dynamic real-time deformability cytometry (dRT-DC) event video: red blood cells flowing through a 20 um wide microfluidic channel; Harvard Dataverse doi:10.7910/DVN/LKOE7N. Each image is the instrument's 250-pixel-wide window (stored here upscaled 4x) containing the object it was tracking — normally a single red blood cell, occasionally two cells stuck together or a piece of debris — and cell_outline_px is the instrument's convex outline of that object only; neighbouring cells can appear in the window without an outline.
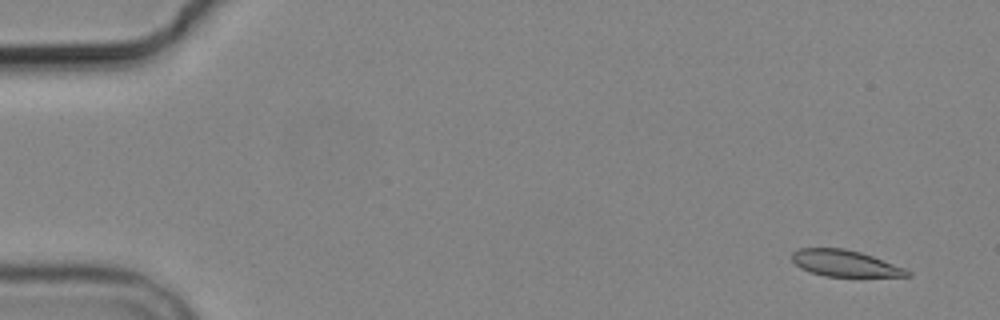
{"species": "common noctule bat (a hibernating species)", "species_latin": "Nyctalus noctula", "temperature_condition": "cold", "stored_images_in_passage": 6, "camera_frame_rate_fps": 3000, "um_per_image_px": 0.085, "animal": {"sex": "male", "body_mass_g": 19.2, "forearm_length_mm": 51.8}, "frame": {"image": 1, "passage_image": 2, "time_ms": 1.0, "image_size_px": [1000, 320], "cell_outline_px": [[912, 276], [824, 276], [808, 272], [800, 268], [792, 260], [792, 252], [800, 248], [844, 248], [860, 252], [872, 256], [904, 268], [912, 272]], "centroid_in_image_um": [71.78, 22.38], "position_along_channel_um": 13.2, "area_um2": 17.63}}
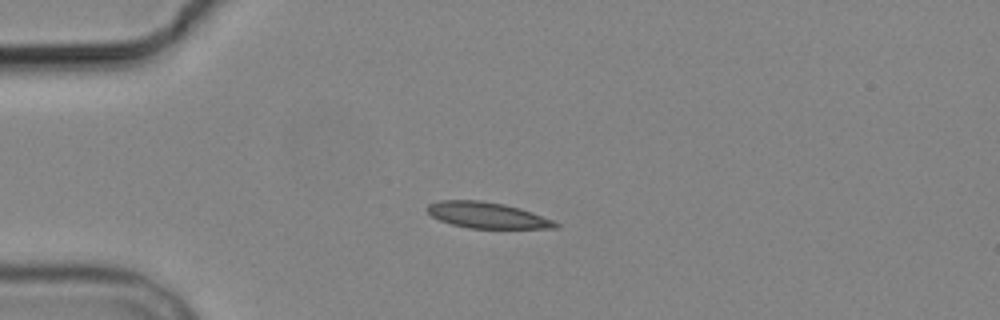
{"frame": {"image": 2, "passage_image": 5, "time_ms": 4.667, "image_size_px": [1000, 320], "cell_outline_px": [[560, 224], [556, 228], [468, 228], [452, 224], [440, 220], [432, 216], [424, 208], [428, 204], [440, 200], [480, 200], [504, 204], [520, 208], [532, 212], [552, 220]], "centroid_in_image_um": [41.37, 18.28], "position_along_channel_um": 43.6, "area_um2": 19.36}}